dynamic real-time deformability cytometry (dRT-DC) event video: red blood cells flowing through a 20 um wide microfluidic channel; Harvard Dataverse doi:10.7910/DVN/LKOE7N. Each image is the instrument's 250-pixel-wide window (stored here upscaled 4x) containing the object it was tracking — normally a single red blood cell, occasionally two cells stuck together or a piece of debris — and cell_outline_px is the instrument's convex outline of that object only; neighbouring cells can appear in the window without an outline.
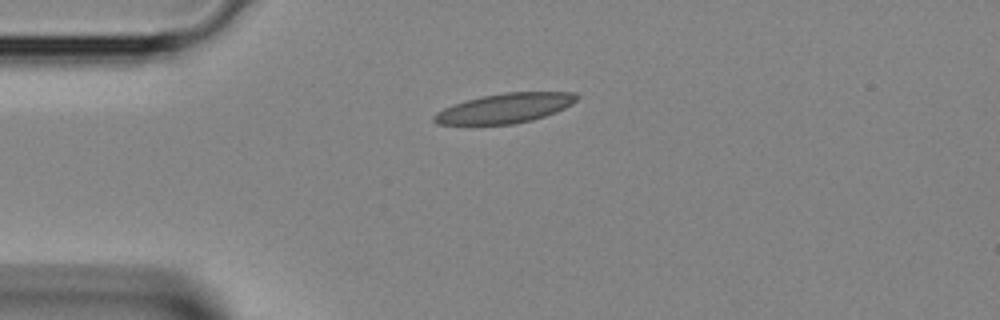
{"species": "Egyptian fruit bat (a non-hibernating species)", "species_latin": "Rousettus aegyptiacus", "temperature_condition": "room temperature", "stored_images_in_passage": 1, "camera_frame_rate_fps": 3000, "um_per_image_px": 0.085, "animal": {"sex": "female"}, "frame": {"image": 1, "passage_image": 1, "time_ms": 0.0, "image_size_px": [1000, 320], "cell_outline_px": [[580, 96], [572, 104], [556, 112], [532, 120], [512, 124], [472, 128], [468, 128], [436, 124], [432, 120], [432, 116], [436, 112], [444, 108], [468, 100], [484, 96], [504, 92], [576, 92]], "centroid_in_image_um": [42.82, 9.26], "position_along_channel_um": 42.2, "area_um2": 25.61}}